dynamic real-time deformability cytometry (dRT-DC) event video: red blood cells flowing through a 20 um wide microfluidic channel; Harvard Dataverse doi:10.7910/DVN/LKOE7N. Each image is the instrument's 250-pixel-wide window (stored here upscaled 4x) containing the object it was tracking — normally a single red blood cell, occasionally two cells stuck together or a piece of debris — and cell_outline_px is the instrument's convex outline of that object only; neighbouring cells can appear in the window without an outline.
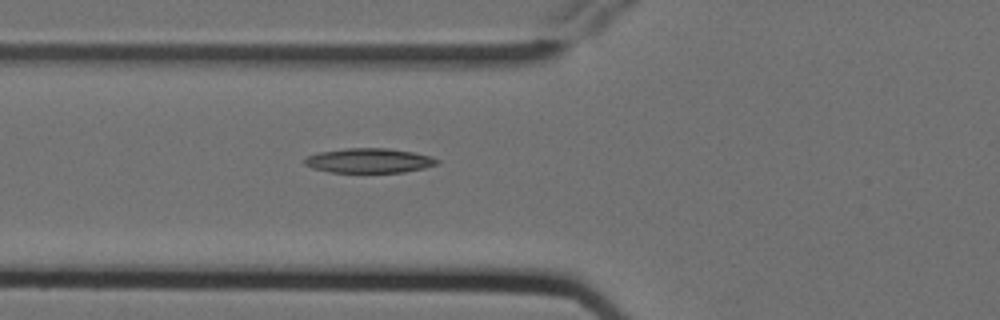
{"species": "Egyptian fruit bat (a non-hibernating species)", "species_latin": "Rousettus aegyptiacus", "temperature_condition": "cold", "stored_images_in_passage": 4, "camera_frame_rate_fps": 3000, "um_per_image_px": 0.085, "animal": {"sex": "female"}, "frame": {"image": 1, "passage_image": 4, "time_ms": 1.0, "image_size_px": [1000, 320], "cell_outline_px": [[440, 160], [436, 164], [424, 168], [404, 172], [328, 172], [312, 168], [304, 164], [304, 160], [308, 156], [320, 152], [348, 148], [388, 148], [412, 152], [432, 156]], "centroid_in_image_um": [31.38, 13.65], "position_along_channel_um": 94.4, "area_um2": 18.9}}